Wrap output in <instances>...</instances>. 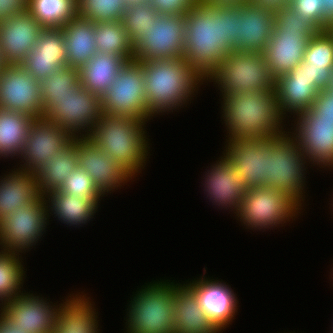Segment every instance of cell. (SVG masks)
Instances as JSON below:
<instances>
[{
    "label": "cell",
    "mask_w": 333,
    "mask_h": 333,
    "mask_svg": "<svg viewBox=\"0 0 333 333\" xmlns=\"http://www.w3.org/2000/svg\"><path fill=\"white\" fill-rule=\"evenodd\" d=\"M26 58L55 59L66 67L65 36L62 27L43 28L34 49Z\"/></svg>",
    "instance_id": "cell-38"
},
{
    "label": "cell",
    "mask_w": 333,
    "mask_h": 333,
    "mask_svg": "<svg viewBox=\"0 0 333 333\" xmlns=\"http://www.w3.org/2000/svg\"><path fill=\"white\" fill-rule=\"evenodd\" d=\"M13 170L0 179V221L40 196L34 173L17 168Z\"/></svg>",
    "instance_id": "cell-25"
},
{
    "label": "cell",
    "mask_w": 333,
    "mask_h": 333,
    "mask_svg": "<svg viewBox=\"0 0 333 333\" xmlns=\"http://www.w3.org/2000/svg\"><path fill=\"white\" fill-rule=\"evenodd\" d=\"M197 297L208 320L221 333L231 324L237 312V297L226 283L205 277L186 284Z\"/></svg>",
    "instance_id": "cell-20"
},
{
    "label": "cell",
    "mask_w": 333,
    "mask_h": 333,
    "mask_svg": "<svg viewBox=\"0 0 333 333\" xmlns=\"http://www.w3.org/2000/svg\"><path fill=\"white\" fill-rule=\"evenodd\" d=\"M301 209L284 192L268 187H254L248 189L236 216L246 227L265 230L296 218Z\"/></svg>",
    "instance_id": "cell-9"
},
{
    "label": "cell",
    "mask_w": 333,
    "mask_h": 333,
    "mask_svg": "<svg viewBox=\"0 0 333 333\" xmlns=\"http://www.w3.org/2000/svg\"><path fill=\"white\" fill-rule=\"evenodd\" d=\"M275 25L272 10L260 8L252 2L243 3L237 23V51L263 52Z\"/></svg>",
    "instance_id": "cell-23"
},
{
    "label": "cell",
    "mask_w": 333,
    "mask_h": 333,
    "mask_svg": "<svg viewBox=\"0 0 333 333\" xmlns=\"http://www.w3.org/2000/svg\"><path fill=\"white\" fill-rule=\"evenodd\" d=\"M48 207V212L52 211L54 217L58 216V220L66 223L69 226L86 224L93 218L94 213L98 209V203L100 199H83L78 198L75 195L72 196L68 193L61 191H51L44 196ZM49 203V204H48ZM51 205V206H50Z\"/></svg>",
    "instance_id": "cell-31"
},
{
    "label": "cell",
    "mask_w": 333,
    "mask_h": 333,
    "mask_svg": "<svg viewBox=\"0 0 333 333\" xmlns=\"http://www.w3.org/2000/svg\"><path fill=\"white\" fill-rule=\"evenodd\" d=\"M21 66L38 81L63 68L57 60L46 58H25Z\"/></svg>",
    "instance_id": "cell-44"
},
{
    "label": "cell",
    "mask_w": 333,
    "mask_h": 333,
    "mask_svg": "<svg viewBox=\"0 0 333 333\" xmlns=\"http://www.w3.org/2000/svg\"><path fill=\"white\" fill-rule=\"evenodd\" d=\"M72 296L59 304L54 333H99L98 313L89 301L90 297L81 294Z\"/></svg>",
    "instance_id": "cell-26"
},
{
    "label": "cell",
    "mask_w": 333,
    "mask_h": 333,
    "mask_svg": "<svg viewBox=\"0 0 333 333\" xmlns=\"http://www.w3.org/2000/svg\"><path fill=\"white\" fill-rule=\"evenodd\" d=\"M333 91V73H332V84H331V87L329 88Z\"/></svg>",
    "instance_id": "cell-56"
},
{
    "label": "cell",
    "mask_w": 333,
    "mask_h": 333,
    "mask_svg": "<svg viewBox=\"0 0 333 333\" xmlns=\"http://www.w3.org/2000/svg\"><path fill=\"white\" fill-rule=\"evenodd\" d=\"M311 110L317 114L319 121L333 122V91L329 88L320 90Z\"/></svg>",
    "instance_id": "cell-46"
},
{
    "label": "cell",
    "mask_w": 333,
    "mask_h": 333,
    "mask_svg": "<svg viewBox=\"0 0 333 333\" xmlns=\"http://www.w3.org/2000/svg\"><path fill=\"white\" fill-rule=\"evenodd\" d=\"M32 119L23 112L0 108V157L19 158Z\"/></svg>",
    "instance_id": "cell-32"
},
{
    "label": "cell",
    "mask_w": 333,
    "mask_h": 333,
    "mask_svg": "<svg viewBox=\"0 0 333 333\" xmlns=\"http://www.w3.org/2000/svg\"><path fill=\"white\" fill-rule=\"evenodd\" d=\"M242 11L243 4L214 5L196 0L185 15L182 57L203 78L237 50V23Z\"/></svg>",
    "instance_id": "cell-1"
},
{
    "label": "cell",
    "mask_w": 333,
    "mask_h": 333,
    "mask_svg": "<svg viewBox=\"0 0 333 333\" xmlns=\"http://www.w3.org/2000/svg\"><path fill=\"white\" fill-rule=\"evenodd\" d=\"M325 9V19L331 24L333 23V0H323Z\"/></svg>",
    "instance_id": "cell-52"
},
{
    "label": "cell",
    "mask_w": 333,
    "mask_h": 333,
    "mask_svg": "<svg viewBox=\"0 0 333 333\" xmlns=\"http://www.w3.org/2000/svg\"><path fill=\"white\" fill-rule=\"evenodd\" d=\"M274 90L280 111L287 116L286 112L298 115L311 109L321 89L310 80L309 69L301 62L290 72L275 78Z\"/></svg>",
    "instance_id": "cell-21"
},
{
    "label": "cell",
    "mask_w": 333,
    "mask_h": 333,
    "mask_svg": "<svg viewBox=\"0 0 333 333\" xmlns=\"http://www.w3.org/2000/svg\"><path fill=\"white\" fill-rule=\"evenodd\" d=\"M294 122L292 135L307 161L333 168V122L319 121L311 109L299 113Z\"/></svg>",
    "instance_id": "cell-16"
},
{
    "label": "cell",
    "mask_w": 333,
    "mask_h": 333,
    "mask_svg": "<svg viewBox=\"0 0 333 333\" xmlns=\"http://www.w3.org/2000/svg\"><path fill=\"white\" fill-rule=\"evenodd\" d=\"M100 101L102 113L146 122L150 120L145 99L143 67L140 62L127 61Z\"/></svg>",
    "instance_id": "cell-8"
},
{
    "label": "cell",
    "mask_w": 333,
    "mask_h": 333,
    "mask_svg": "<svg viewBox=\"0 0 333 333\" xmlns=\"http://www.w3.org/2000/svg\"><path fill=\"white\" fill-rule=\"evenodd\" d=\"M58 191L83 199H100L105 196L98 190L88 173L79 166L63 182Z\"/></svg>",
    "instance_id": "cell-42"
},
{
    "label": "cell",
    "mask_w": 333,
    "mask_h": 333,
    "mask_svg": "<svg viewBox=\"0 0 333 333\" xmlns=\"http://www.w3.org/2000/svg\"><path fill=\"white\" fill-rule=\"evenodd\" d=\"M274 15V29L277 32H301L308 39H311L320 32L310 20L302 18L301 15L295 12L290 6H284L282 9L275 12Z\"/></svg>",
    "instance_id": "cell-41"
},
{
    "label": "cell",
    "mask_w": 333,
    "mask_h": 333,
    "mask_svg": "<svg viewBox=\"0 0 333 333\" xmlns=\"http://www.w3.org/2000/svg\"><path fill=\"white\" fill-rule=\"evenodd\" d=\"M126 7L150 3V0H124Z\"/></svg>",
    "instance_id": "cell-53"
},
{
    "label": "cell",
    "mask_w": 333,
    "mask_h": 333,
    "mask_svg": "<svg viewBox=\"0 0 333 333\" xmlns=\"http://www.w3.org/2000/svg\"><path fill=\"white\" fill-rule=\"evenodd\" d=\"M0 108L43 116L39 81L21 65H4L0 73Z\"/></svg>",
    "instance_id": "cell-15"
},
{
    "label": "cell",
    "mask_w": 333,
    "mask_h": 333,
    "mask_svg": "<svg viewBox=\"0 0 333 333\" xmlns=\"http://www.w3.org/2000/svg\"><path fill=\"white\" fill-rule=\"evenodd\" d=\"M196 0H150L158 14L186 15Z\"/></svg>",
    "instance_id": "cell-45"
},
{
    "label": "cell",
    "mask_w": 333,
    "mask_h": 333,
    "mask_svg": "<svg viewBox=\"0 0 333 333\" xmlns=\"http://www.w3.org/2000/svg\"><path fill=\"white\" fill-rule=\"evenodd\" d=\"M302 62L305 67L333 69V36L328 30L309 39Z\"/></svg>",
    "instance_id": "cell-40"
},
{
    "label": "cell",
    "mask_w": 333,
    "mask_h": 333,
    "mask_svg": "<svg viewBox=\"0 0 333 333\" xmlns=\"http://www.w3.org/2000/svg\"><path fill=\"white\" fill-rule=\"evenodd\" d=\"M145 124L143 120L102 113L86 138L135 177L144 168L150 149Z\"/></svg>",
    "instance_id": "cell-4"
},
{
    "label": "cell",
    "mask_w": 333,
    "mask_h": 333,
    "mask_svg": "<svg viewBox=\"0 0 333 333\" xmlns=\"http://www.w3.org/2000/svg\"><path fill=\"white\" fill-rule=\"evenodd\" d=\"M29 0H0V23L11 15L28 11Z\"/></svg>",
    "instance_id": "cell-47"
},
{
    "label": "cell",
    "mask_w": 333,
    "mask_h": 333,
    "mask_svg": "<svg viewBox=\"0 0 333 333\" xmlns=\"http://www.w3.org/2000/svg\"><path fill=\"white\" fill-rule=\"evenodd\" d=\"M211 169L206 172L205 188L207 197L212 203L218 205L221 209L231 207L237 214L240 209V203L246 195L248 188L243 179L238 175L236 168L224 156L220 157Z\"/></svg>",
    "instance_id": "cell-22"
},
{
    "label": "cell",
    "mask_w": 333,
    "mask_h": 333,
    "mask_svg": "<svg viewBox=\"0 0 333 333\" xmlns=\"http://www.w3.org/2000/svg\"><path fill=\"white\" fill-rule=\"evenodd\" d=\"M0 313V333H27L24 330L15 327L2 312Z\"/></svg>",
    "instance_id": "cell-50"
},
{
    "label": "cell",
    "mask_w": 333,
    "mask_h": 333,
    "mask_svg": "<svg viewBox=\"0 0 333 333\" xmlns=\"http://www.w3.org/2000/svg\"><path fill=\"white\" fill-rule=\"evenodd\" d=\"M149 283L136 292L127 308V333H174L175 283Z\"/></svg>",
    "instance_id": "cell-5"
},
{
    "label": "cell",
    "mask_w": 333,
    "mask_h": 333,
    "mask_svg": "<svg viewBox=\"0 0 333 333\" xmlns=\"http://www.w3.org/2000/svg\"><path fill=\"white\" fill-rule=\"evenodd\" d=\"M127 60L118 55L96 54L79 69L81 85L97 95H102L114 83L115 77L126 64Z\"/></svg>",
    "instance_id": "cell-29"
},
{
    "label": "cell",
    "mask_w": 333,
    "mask_h": 333,
    "mask_svg": "<svg viewBox=\"0 0 333 333\" xmlns=\"http://www.w3.org/2000/svg\"><path fill=\"white\" fill-rule=\"evenodd\" d=\"M74 137L45 116L34 117L20 153L24 171L36 173L47 161L67 147Z\"/></svg>",
    "instance_id": "cell-13"
},
{
    "label": "cell",
    "mask_w": 333,
    "mask_h": 333,
    "mask_svg": "<svg viewBox=\"0 0 333 333\" xmlns=\"http://www.w3.org/2000/svg\"><path fill=\"white\" fill-rule=\"evenodd\" d=\"M158 15L151 3L138 4L126 8L122 16V23L126 29L130 42L134 45L148 32Z\"/></svg>",
    "instance_id": "cell-39"
},
{
    "label": "cell",
    "mask_w": 333,
    "mask_h": 333,
    "mask_svg": "<svg viewBox=\"0 0 333 333\" xmlns=\"http://www.w3.org/2000/svg\"><path fill=\"white\" fill-rule=\"evenodd\" d=\"M139 62L143 67L150 120L155 114L173 112L186 105L200 87L198 84L206 81L183 57Z\"/></svg>",
    "instance_id": "cell-3"
},
{
    "label": "cell",
    "mask_w": 333,
    "mask_h": 333,
    "mask_svg": "<svg viewBox=\"0 0 333 333\" xmlns=\"http://www.w3.org/2000/svg\"><path fill=\"white\" fill-rule=\"evenodd\" d=\"M309 39L301 32H272L263 51L269 70L274 78L290 72L304 58Z\"/></svg>",
    "instance_id": "cell-24"
},
{
    "label": "cell",
    "mask_w": 333,
    "mask_h": 333,
    "mask_svg": "<svg viewBox=\"0 0 333 333\" xmlns=\"http://www.w3.org/2000/svg\"><path fill=\"white\" fill-rule=\"evenodd\" d=\"M28 11L43 28L62 27L77 16V0H29Z\"/></svg>",
    "instance_id": "cell-34"
},
{
    "label": "cell",
    "mask_w": 333,
    "mask_h": 333,
    "mask_svg": "<svg viewBox=\"0 0 333 333\" xmlns=\"http://www.w3.org/2000/svg\"><path fill=\"white\" fill-rule=\"evenodd\" d=\"M43 27L29 12L11 15L0 23V52L4 65H21L35 47Z\"/></svg>",
    "instance_id": "cell-18"
},
{
    "label": "cell",
    "mask_w": 333,
    "mask_h": 333,
    "mask_svg": "<svg viewBox=\"0 0 333 333\" xmlns=\"http://www.w3.org/2000/svg\"><path fill=\"white\" fill-rule=\"evenodd\" d=\"M78 167V152L75 148V138L72 142L54 155L36 173L38 190L41 196L51 191L59 190L63 182Z\"/></svg>",
    "instance_id": "cell-30"
},
{
    "label": "cell",
    "mask_w": 333,
    "mask_h": 333,
    "mask_svg": "<svg viewBox=\"0 0 333 333\" xmlns=\"http://www.w3.org/2000/svg\"><path fill=\"white\" fill-rule=\"evenodd\" d=\"M19 255L4 250L0 252V301L2 305L23 292L20 289L26 274Z\"/></svg>",
    "instance_id": "cell-35"
},
{
    "label": "cell",
    "mask_w": 333,
    "mask_h": 333,
    "mask_svg": "<svg viewBox=\"0 0 333 333\" xmlns=\"http://www.w3.org/2000/svg\"><path fill=\"white\" fill-rule=\"evenodd\" d=\"M310 80L313 81L321 90L328 89L332 84L333 69H323L308 67Z\"/></svg>",
    "instance_id": "cell-48"
},
{
    "label": "cell",
    "mask_w": 333,
    "mask_h": 333,
    "mask_svg": "<svg viewBox=\"0 0 333 333\" xmlns=\"http://www.w3.org/2000/svg\"><path fill=\"white\" fill-rule=\"evenodd\" d=\"M206 80L217 83L222 95L270 91L275 82L263 52L237 50L229 53Z\"/></svg>",
    "instance_id": "cell-6"
},
{
    "label": "cell",
    "mask_w": 333,
    "mask_h": 333,
    "mask_svg": "<svg viewBox=\"0 0 333 333\" xmlns=\"http://www.w3.org/2000/svg\"><path fill=\"white\" fill-rule=\"evenodd\" d=\"M201 1L214 5H238L250 2V0H201Z\"/></svg>",
    "instance_id": "cell-51"
},
{
    "label": "cell",
    "mask_w": 333,
    "mask_h": 333,
    "mask_svg": "<svg viewBox=\"0 0 333 333\" xmlns=\"http://www.w3.org/2000/svg\"><path fill=\"white\" fill-rule=\"evenodd\" d=\"M40 97L43 108L54 97H63L75 92L81 85L79 80V69L73 67H63L39 81Z\"/></svg>",
    "instance_id": "cell-36"
},
{
    "label": "cell",
    "mask_w": 333,
    "mask_h": 333,
    "mask_svg": "<svg viewBox=\"0 0 333 333\" xmlns=\"http://www.w3.org/2000/svg\"><path fill=\"white\" fill-rule=\"evenodd\" d=\"M174 313V333H219L185 284H175Z\"/></svg>",
    "instance_id": "cell-27"
},
{
    "label": "cell",
    "mask_w": 333,
    "mask_h": 333,
    "mask_svg": "<svg viewBox=\"0 0 333 333\" xmlns=\"http://www.w3.org/2000/svg\"><path fill=\"white\" fill-rule=\"evenodd\" d=\"M126 8L124 0H77V16L93 23L121 20Z\"/></svg>",
    "instance_id": "cell-37"
},
{
    "label": "cell",
    "mask_w": 333,
    "mask_h": 333,
    "mask_svg": "<svg viewBox=\"0 0 333 333\" xmlns=\"http://www.w3.org/2000/svg\"><path fill=\"white\" fill-rule=\"evenodd\" d=\"M290 7L310 20L320 31L327 30L330 23L325 19L323 0H291Z\"/></svg>",
    "instance_id": "cell-43"
},
{
    "label": "cell",
    "mask_w": 333,
    "mask_h": 333,
    "mask_svg": "<svg viewBox=\"0 0 333 333\" xmlns=\"http://www.w3.org/2000/svg\"><path fill=\"white\" fill-rule=\"evenodd\" d=\"M3 304L0 311L15 327L27 333H54V322L59 305H51L40 296L26 292Z\"/></svg>",
    "instance_id": "cell-19"
},
{
    "label": "cell",
    "mask_w": 333,
    "mask_h": 333,
    "mask_svg": "<svg viewBox=\"0 0 333 333\" xmlns=\"http://www.w3.org/2000/svg\"><path fill=\"white\" fill-rule=\"evenodd\" d=\"M75 148L78 152V166L88 173L103 195L110 191L113 192L115 188L117 190L134 178L86 137L75 138Z\"/></svg>",
    "instance_id": "cell-17"
},
{
    "label": "cell",
    "mask_w": 333,
    "mask_h": 333,
    "mask_svg": "<svg viewBox=\"0 0 333 333\" xmlns=\"http://www.w3.org/2000/svg\"><path fill=\"white\" fill-rule=\"evenodd\" d=\"M3 67H4V64H3V59L1 57V52H0V73L2 72L3 70Z\"/></svg>",
    "instance_id": "cell-54"
},
{
    "label": "cell",
    "mask_w": 333,
    "mask_h": 333,
    "mask_svg": "<svg viewBox=\"0 0 333 333\" xmlns=\"http://www.w3.org/2000/svg\"><path fill=\"white\" fill-rule=\"evenodd\" d=\"M185 15L158 14L144 37L133 45V60L178 59L183 55Z\"/></svg>",
    "instance_id": "cell-12"
},
{
    "label": "cell",
    "mask_w": 333,
    "mask_h": 333,
    "mask_svg": "<svg viewBox=\"0 0 333 333\" xmlns=\"http://www.w3.org/2000/svg\"><path fill=\"white\" fill-rule=\"evenodd\" d=\"M327 30L331 33L333 36V23L330 24V26L327 28Z\"/></svg>",
    "instance_id": "cell-55"
},
{
    "label": "cell",
    "mask_w": 333,
    "mask_h": 333,
    "mask_svg": "<svg viewBox=\"0 0 333 333\" xmlns=\"http://www.w3.org/2000/svg\"><path fill=\"white\" fill-rule=\"evenodd\" d=\"M97 52L133 60V45L121 20L94 23Z\"/></svg>",
    "instance_id": "cell-33"
},
{
    "label": "cell",
    "mask_w": 333,
    "mask_h": 333,
    "mask_svg": "<svg viewBox=\"0 0 333 333\" xmlns=\"http://www.w3.org/2000/svg\"><path fill=\"white\" fill-rule=\"evenodd\" d=\"M62 29L67 66L80 69L97 52L94 23L76 16L64 24Z\"/></svg>",
    "instance_id": "cell-28"
},
{
    "label": "cell",
    "mask_w": 333,
    "mask_h": 333,
    "mask_svg": "<svg viewBox=\"0 0 333 333\" xmlns=\"http://www.w3.org/2000/svg\"><path fill=\"white\" fill-rule=\"evenodd\" d=\"M223 155L236 168L248 189L267 187L268 157L273 155V137L227 140Z\"/></svg>",
    "instance_id": "cell-14"
},
{
    "label": "cell",
    "mask_w": 333,
    "mask_h": 333,
    "mask_svg": "<svg viewBox=\"0 0 333 333\" xmlns=\"http://www.w3.org/2000/svg\"><path fill=\"white\" fill-rule=\"evenodd\" d=\"M101 114L100 97L82 85L75 92L54 97L43 108V116L68 131L74 138L87 137ZM83 130L85 134H81Z\"/></svg>",
    "instance_id": "cell-10"
},
{
    "label": "cell",
    "mask_w": 333,
    "mask_h": 333,
    "mask_svg": "<svg viewBox=\"0 0 333 333\" xmlns=\"http://www.w3.org/2000/svg\"><path fill=\"white\" fill-rule=\"evenodd\" d=\"M291 0H250V2L260 8L272 10L274 13L282 9L284 6H290Z\"/></svg>",
    "instance_id": "cell-49"
},
{
    "label": "cell",
    "mask_w": 333,
    "mask_h": 333,
    "mask_svg": "<svg viewBox=\"0 0 333 333\" xmlns=\"http://www.w3.org/2000/svg\"><path fill=\"white\" fill-rule=\"evenodd\" d=\"M222 99V119H225L228 140L271 138L286 133L282 127L286 116L280 111L274 89L225 94Z\"/></svg>",
    "instance_id": "cell-2"
},
{
    "label": "cell",
    "mask_w": 333,
    "mask_h": 333,
    "mask_svg": "<svg viewBox=\"0 0 333 333\" xmlns=\"http://www.w3.org/2000/svg\"><path fill=\"white\" fill-rule=\"evenodd\" d=\"M287 133L291 132L273 137V155L268 157L267 187L284 192L302 207L306 185L304 164L308 161L295 137Z\"/></svg>",
    "instance_id": "cell-7"
},
{
    "label": "cell",
    "mask_w": 333,
    "mask_h": 333,
    "mask_svg": "<svg viewBox=\"0 0 333 333\" xmlns=\"http://www.w3.org/2000/svg\"><path fill=\"white\" fill-rule=\"evenodd\" d=\"M48 217V205L41 195L16 213L7 215L0 221V248L17 254L26 252L41 239Z\"/></svg>",
    "instance_id": "cell-11"
}]
</instances>
